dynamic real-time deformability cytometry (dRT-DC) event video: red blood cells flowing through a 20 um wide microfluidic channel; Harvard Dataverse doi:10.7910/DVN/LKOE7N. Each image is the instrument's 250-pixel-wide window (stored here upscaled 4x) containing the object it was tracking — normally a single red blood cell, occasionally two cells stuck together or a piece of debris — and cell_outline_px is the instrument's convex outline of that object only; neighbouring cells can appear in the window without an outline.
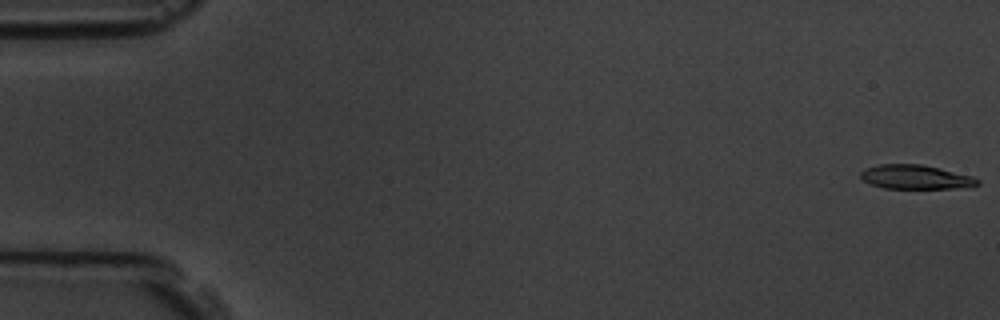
{"species": "common noctule bat (a hibernating species)", "species_latin": "Nyctalus noctula", "temperature_condition": "room temperature", "stored_images_in_passage": 7, "camera_frame_rate_fps": 3000, "um_per_image_px": 0.085, "animal": {"sex": "male", "body_mass_g": 19.5, "forearm_length_mm": 54.6}, "frame": {"image": 1, "passage_image": 1, "time_ms": 0.0, "image_size_px": [1000, 320], "cell_outline_px": [[980, 184], [968, 188], [884, 188], [872, 184], [864, 180], [860, 176], [860, 172], [864, 168], [880, 164], [924, 164], [972, 176], [980, 180]], "centroid_in_image_um": [77.86, 15.04], "position_along_channel_um": 7.1, "area_um2": 16.53}}
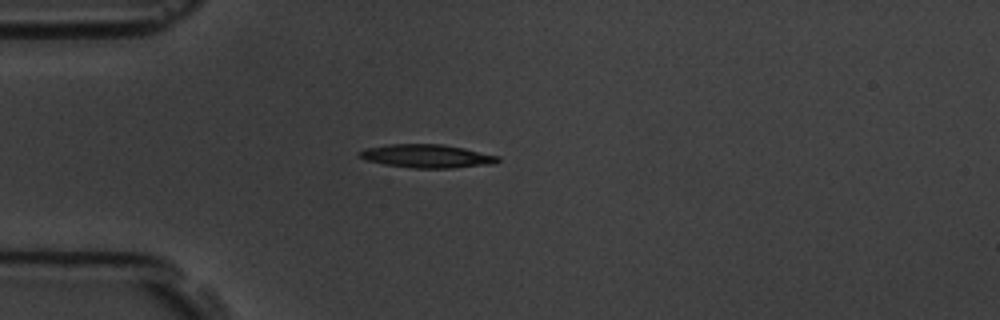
{"frame": {"image": 2, "passage_image": 5, "time_ms": 4.667, "image_size_px": [1000, 320], "cell_outline_px": [[500, 160], [492, 164], [452, 168], [412, 168], [384, 164], [368, 160], [360, 156], [360, 152], [364, 148], [388, 144], [444, 144], [464, 148], [500, 156]], "centroid_in_image_um": [36.32, 13.26], "position_along_channel_um": 48.7, "area_um2": 18.79}}
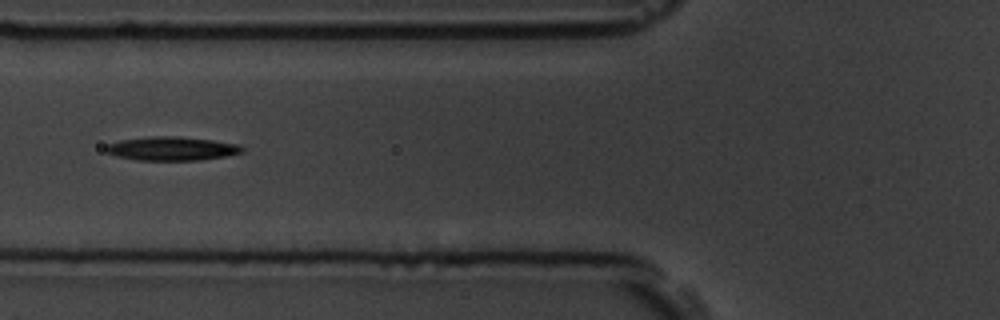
{"frame": {"image": 3, "passage_image": 7, "time_ms": 6.667, "image_size_px": [1000, 320], "cell_outline_px": [[244, 152], [224, 156], [200, 160], [140, 160], [116, 156], [104, 152], [104, 148], [108, 144], [120, 140], [152, 136], [180, 136], [212, 140], [240, 144], [244, 148]], "centroid_in_image_um": [14.6, 12.62], "position_along_channel_um": 111.2, "area_um2": 18.96}}